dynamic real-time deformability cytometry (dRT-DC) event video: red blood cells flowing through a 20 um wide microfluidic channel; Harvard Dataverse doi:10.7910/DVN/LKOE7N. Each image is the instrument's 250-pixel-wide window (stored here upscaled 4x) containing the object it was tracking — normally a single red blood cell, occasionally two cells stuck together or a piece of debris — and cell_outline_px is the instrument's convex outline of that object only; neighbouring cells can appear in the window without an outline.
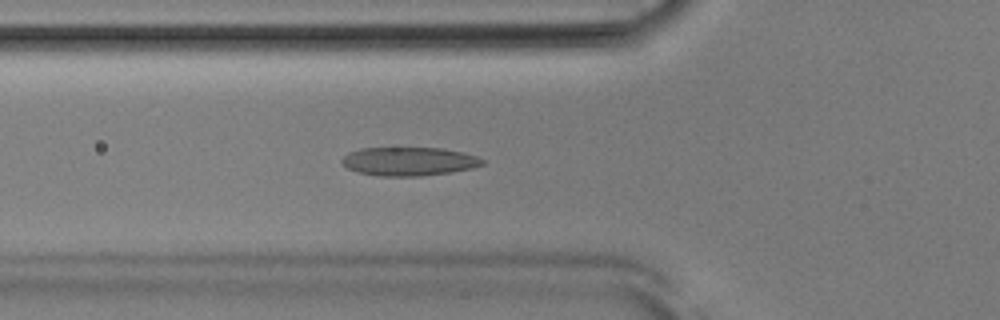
{"species": "Egyptian fruit bat (a non-hibernating species)", "species_latin": "Rousettus aegyptiacus", "temperature_condition": "room temperature", "stored_images_in_passage": 53, "camera_frame_rate_fps": 3000, "um_per_image_px": 0.085, "animal": {"sex": "male"}, "frame": {"image": 1, "passage_image": 19, "time_ms": 6.0, "image_size_px": [1000, 320], "cell_outline_px": [[484, 164], [472, 168], [448, 172], [420, 176], [380, 176], [356, 172], [348, 168], [340, 160], [348, 152], [360, 148], [440, 148], [460, 152], [476, 156], [484, 160]], "centroid_in_image_um": [34.72, 13.72], "position_along_channel_um": 91.1, "area_um2": 23.24}}
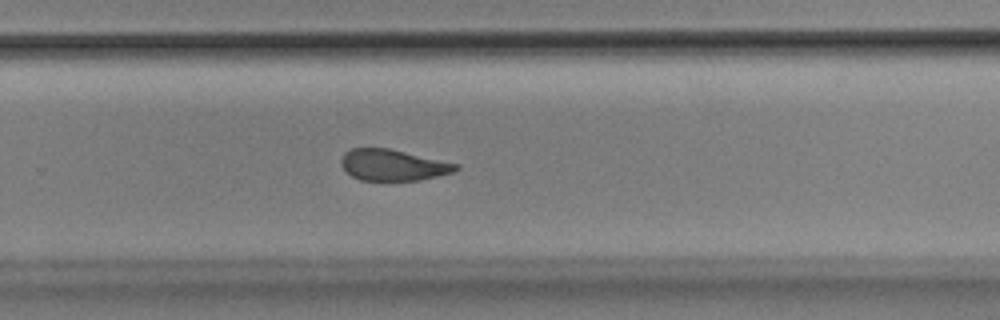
{"frame": {"image": 2, "passage_image": 35, "time_ms": 11.333, "image_size_px": [1000, 320], "cell_outline_px": [[460, 168], [452, 172], [420, 180], [360, 180], [352, 176], [340, 164], [340, 160], [344, 152], [352, 148], [388, 148], [460, 164]], "centroid_in_image_um": [33.39, 14.02], "position_along_channel_um": 296.4, "area_um2": 20.75}}
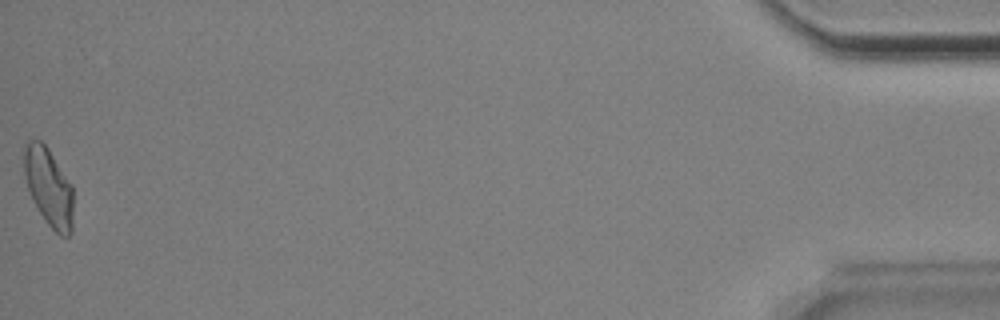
{"frame": {"image": 3, "passage_image": 53, "time_ms": 17.333, "image_size_px": [1000, 320], "cell_outline_px": [[72, 232], [68, 236], [60, 236], [48, 224], [40, 212], [28, 188], [24, 176], [24, 144], [28, 140], [40, 140], [48, 148], [72, 184]], "centroid_in_image_um": [4.14, 15.87], "position_along_channel_um": 431.1, "area_um2": 22.2}, "authors_computed_cell_mechanics": {"area_um2": 22.7732, "velocity_mm_per_s": 3.8474, "shape_relaxation_time_tau1_ms": 4.6287, "shape_relaxation_time_tau2_ms": 1.9092, "deformation_change_tau1": 0.1475, "deformation_change_tau2": 0.0828}}